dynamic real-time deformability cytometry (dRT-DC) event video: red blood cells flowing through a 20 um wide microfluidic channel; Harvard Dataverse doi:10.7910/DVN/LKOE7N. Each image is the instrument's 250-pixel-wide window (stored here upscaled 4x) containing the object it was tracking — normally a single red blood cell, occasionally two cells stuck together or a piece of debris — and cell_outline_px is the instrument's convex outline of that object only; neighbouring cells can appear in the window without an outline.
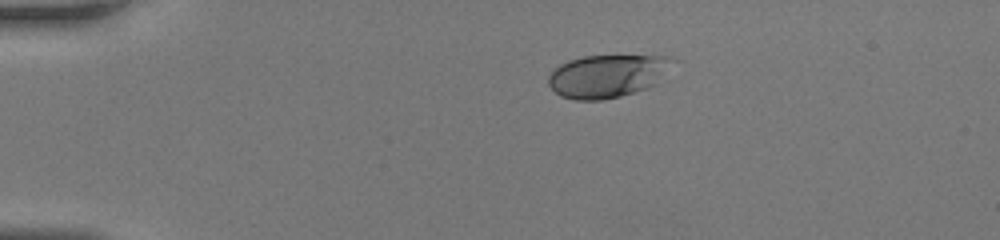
{"species": "human", "species_latin": "Homo sapiens", "temperature_condition": "room temperature", "stored_images_in_passage": 38, "camera_frame_rate_fps": 3000, "um_per_image_px": 0.085, "donor": {"sex": "female"}, "frame": {"image": 1, "passage_image": 1, "time_ms": 0.0, "image_size_px": [1000, 240], "cell_outline_px": [[676, 60], [648, 88], [620, 96], [600, 100], [576, 100], [560, 96], [548, 84], [548, 76], [560, 64], [568, 60], [584, 56], [668, 56]], "centroid_in_image_um": [51.56, 6.45], "position_along_channel_um": 33.4, "area_um2": 30.52}}
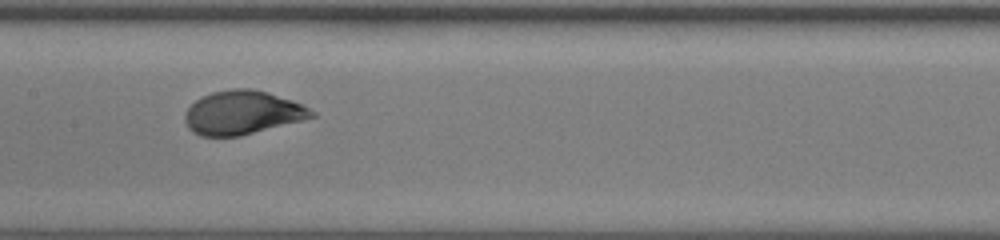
{"frame": {"image": 2, "passage_image": 16, "time_ms": 5.0, "image_size_px": [1000, 240], "cell_outline_px": [[316, 116], [240, 136], [200, 136], [192, 132], [188, 128], [184, 120], [184, 112], [196, 100], [212, 92], [232, 88], [252, 88], [268, 92], [292, 100], [316, 112]], "centroid_in_image_um": [20.57, 9.57], "position_along_channel_um": 186.8, "area_um2": 32.14}}
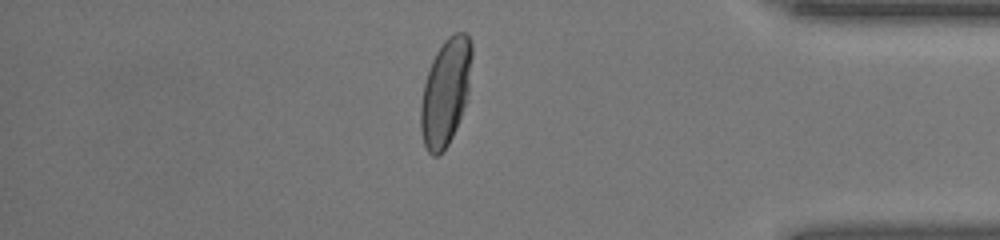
{"frame": {"image": 3, "passage_image": 32, "time_ms": 10.333, "image_size_px": [1000, 240], "cell_outline_px": [[472, 56], [468, 92], [456, 128], [448, 144], [436, 156], [432, 156], [428, 152], [424, 144], [420, 128], [420, 104], [424, 84], [432, 60], [436, 52], [444, 40], [448, 36], [456, 32], [464, 32], [468, 36], [472, 44]], "centroid_in_image_um": [37.86, 7.8], "position_along_channel_um": 397.3, "area_um2": 31.5}}